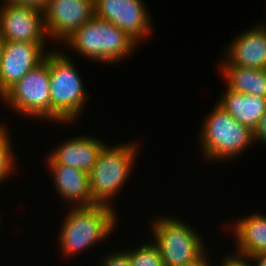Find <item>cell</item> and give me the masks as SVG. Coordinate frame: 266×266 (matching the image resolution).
<instances>
[{
	"mask_svg": "<svg viewBox=\"0 0 266 266\" xmlns=\"http://www.w3.org/2000/svg\"><path fill=\"white\" fill-rule=\"evenodd\" d=\"M114 209V206L96 204L67 211L58 234L60 253L72 257L111 236L118 221Z\"/></svg>",
	"mask_w": 266,
	"mask_h": 266,
	"instance_id": "6da1fadb",
	"label": "cell"
},
{
	"mask_svg": "<svg viewBox=\"0 0 266 266\" xmlns=\"http://www.w3.org/2000/svg\"><path fill=\"white\" fill-rule=\"evenodd\" d=\"M64 42L80 56L108 64L125 60L139 45L114 24L95 16Z\"/></svg>",
	"mask_w": 266,
	"mask_h": 266,
	"instance_id": "7a4b0ae2",
	"label": "cell"
},
{
	"mask_svg": "<svg viewBox=\"0 0 266 266\" xmlns=\"http://www.w3.org/2000/svg\"><path fill=\"white\" fill-rule=\"evenodd\" d=\"M53 50L49 52L51 122L72 124L81 115L89 95L73 59L61 50Z\"/></svg>",
	"mask_w": 266,
	"mask_h": 266,
	"instance_id": "3957f363",
	"label": "cell"
},
{
	"mask_svg": "<svg viewBox=\"0 0 266 266\" xmlns=\"http://www.w3.org/2000/svg\"><path fill=\"white\" fill-rule=\"evenodd\" d=\"M200 132L201 154L208 161L230 160L253 145V130L237 122L217 103L204 118Z\"/></svg>",
	"mask_w": 266,
	"mask_h": 266,
	"instance_id": "277c9868",
	"label": "cell"
},
{
	"mask_svg": "<svg viewBox=\"0 0 266 266\" xmlns=\"http://www.w3.org/2000/svg\"><path fill=\"white\" fill-rule=\"evenodd\" d=\"M127 143L112 147L105 145L96 164L88 173L91 195L97 204L112 207V198L120 193L130 173L133 172L131 170L138 155L137 151L139 152V145L137 142Z\"/></svg>",
	"mask_w": 266,
	"mask_h": 266,
	"instance_id": "5b68a950",
	"label": "cell"
},
{
	"mask_svg": "<svg viewBox=\"0 0 266 266\" xmlns=\"http://www.w3.org/2000/svg\"><path fill=\"white\" fill-rule=\"evenodd\" d=\"M152 240L158 247L164 266H188L202 258L208 250L200 233L173 216L154 218Z\"/></svg>",
	"mask_w": 266,
	"mask_h": 266,
	"instance_id": "8992f818",
	"label": "cell"
},
{
	"mask_svg": "<svg viewBox=\"0 0 266 266\" xmlns=\"http://www.w3.org/2000/svg\"><path fill=\"white\" fill-rule=\"evenodd\" d=\"M0 101L23 117L51 121L49 53L42 63L9 88Z\"/></svg>",
	"mask_w": 266,
	"mask_h": 266,
	"instance_id": "52a82bcc",
	"label": "cell"
},
{
	"mask_svg": "<svg viewBox=\"0 0 266 266\" xmlns=\"http://www.w3.org/2000/svg\"><path fill=\"white\" fill-rule=\"evenodd\" d=\"M144 5L142 0H94V16L114 24L138 44L152 31L151 15Z\"/></svg>",
	"mask_w": 266,
	"mask_h": 266,
	"instance_id": "ba28073f",
	"label": "cell"
},
{
	"mask_svg": "<svg viewBox=\"0 0 266 266\" xmlns=\"http://www.w3.org/2000/svg\"><path fill=\"white\" fill-rule=\"evenodd\" d=\"M0 38L2 41L45 44L48 39L44 12L21 5L2 2L0 6Z\"/></svg>",
	"mask_w": 266,
	"mask_h": 266,
	"instance_id": "9c48e42d",
	"label": "cell"
},
{
	"mask_svg": "<svg viewBox=\"0 0 266 266\" xmlns=\"http://www.w3.org/2000/svg\"><path fill=\"white\" fill-rule=\"evenodd\" d=\"M93 16L94 0H50L44 11L47 35L51 41L64 43Z\"/></svg>",
	"mask_w": 266,
	"mask_h": 266,
	"instance_id": "30bf717a",
	"label": "cell"
},
{
	"mask_svg": "<svg viewBox=\"0 0 266 266\" xmlns=\"http://www.w3.org/2000/svg\"><path fill=\"white\" fill-rule=\"evenodd\" d=\"M46 44L3 41L0 63V97L29 71L42 63Z\"/></svg>",
	"mask_w": 266,
	"mask_h": 266,
	"instance_id": "8fae6325",
	"label": "cell"
},
{
	"mask_svg": "<svg viewBox=\"0 0 266 266\" xmlns=\"http://www.w3.org/2000/svg\"><path fill=\"white\" fill-rule=\"evenodd\" d=\"M224 51L226 66L266 69V25L259 23L237 35Z\"/></svg>",
	"mask_w": 266,
	"mask_h": 266,
	"instance_id": "7c38bea8",
	"label": "cell"
},
{
	"mask_svg": "<svg viewBox=\"0 0 266 266\" xmlns=\"http://www.w3.org/2000/svg\"><path fill=\"white\" fill-rule=\"evenodd\" d=\"M97 137L89 135L73 136L53 151L49 152L46 163H58L71 166L89 173L96 164L99 153L106 145Z\"/></svg>",
	"mask_w": 266,
	"mask_h": 266,
	"instance_id": "4fadbf2b",
	"label": "cell"
},
{
	"mask_svg": "<svg viewBox=\"0 0 266 266\" xmlns=\"http://www.w3.org/2000/svg\"><path fill=\"white\" fill-rule=\"evenodd\" d=\"M58 196L73 207L96 205L89 184V175L80 169L58 163H47Z\"/></svg>",
	"mask_w": 266,
	"mask_h": 266,
	"instance_id": "5bb4252c",
	"label": "cell"
},
{
	"mask_svg": "<svg viewBox=\"0 0 266 266\" xmlns=\"http://www.w3.org/2000/svg\"><path fill=\"white\" fill-rule=\"evenodd\" d=\"M216 103L237 122L252 130L266 113V98L234 92L227 88Z\"/></svg>",
	"mask_w": 266,
	"mask_h": 266,
	"instance_id": "9a60e30c",
	"label": "cell"
},
{
	"mask_svg": "<svg viewBox=\"0 0 266 266\" xmlns=\"http://www.w3.org/2000/svg\"><path fill=\"white\" fill-rule=\"evenodd\" d=\"M237 253L255 256L266 252V215L251 214L233 224Z\"/></svg>",
	"mask_w": 266,
	"mask_h": 266,
	"instance_id": "2e32d148",
	"label": "cell"
},
{
	"mask_svg": "<svg viewBox=\"0 0 266 266\" xmlns=\"http://www.w3.org/2000/svg\"><path fill=\"white\" fill-rule=\"evenodd\" d=\"M220 70L227 89L266 98V69L226 66L221 61Z\"/></svg>",
	"mask_w": 266,
	"mask_h": 266,
	"instance_id": "e0dca14e",
	"label": "cell"
},
{
	"mask_svg": "<svg viewBox=\"0 0 266 266\" xmlns=\"http://www.w3.org/2000/svg\"><path fill=\"white\" fill-rule=\"evenodd\" d=\"M128 253L132 266H164L160 251L157 245L150 241L132 250H125Z\"/></svg>",
	"mask_w": 266,
	"mask_h": 266,
	"instance_id": "ac0fdd59",
	"label": "cell"
},
{
	"mask_svg": "<svg viewBox=\"0 0 266 266\" xmlns=\"http://www.w3.org/2000/svg\"><path fill=\"white\" fill-rule=\"evenodd\" d=\"M9 131L7 130V127L5 126L0 131V183L2 184V181L7 179V177H10L12 172L14 173L16 169L15 160L14 157V149L12 148L13 142H11V138L9 137L10 134H8Z\"/></svg>",
	"mask_w": 266,
	"mask_h": 266,
	"instance_id": "d6986e66",
	"label": "cell"
},
{
	"mask_svg": "<svg viewBox=\"0 0 266 266\" xmlns=\"http://www.w3.org/2000/svg\"><path fill=\"white\" fill-rule=\"evenodd\" d=\"M101 266H132L125 250L112 252L101 259Z\"/></svg>",
	"mask_w": 266,
	"mask_h": 266,
	"instance_id": "ffe728a7",
	"label": "cell"
},
{
	"mask_svg": "<svg viewBox=\"0 0 266 266\" xmlns=\"http://www.w3.org/2000/svg\"><path fill=\"white\" fill-rule=\"evenodd\" d=\"M235 253V254H234ZM227 254L221 262V266H255L252 256L237 253ZM251 261V263H250Z\"/></svg>",
	"mask_w": 266,
	"mask_h": 266,
	"instance_id": "44dd1931",
	"label": "cell"
},
{
	"mask_svg": "<svg viewBox=\"0 0 266 266\" xmlns=\"http://www.w3.org/2000/svg\"><path fill=\"white\" fill-rule=\"evenodd\" d=\"M3 1L11 4L38 9L42 12L46 10L50 2V0H3Z\"/></svg>",
	"mask_w": 266,
	"mask_h": 266,
	"instance_id": "7402d4cb",
	"label": "cell"
},
{
	"mask_svg": "<svg viewBox=\"0 0 266 266\" xmlns=\"http://www.w3.org/2000/svg\"><path fill=\"white\" fill-rule=\"evenodd\" d=\"M254 142H262L266 146V113L261 117L258 125L253 130Z\"/></svg>",
	"mask_w": 266,
	"mask_h": 266,
	"instance_id": "603a6c76",
	"label": "cell"
},
{
	"mask_svg": "<svg viewBox=\"0 0 266 266\" xmlns=\"http://www.w3.org/2000/svg\"><path fill=\"white\" fill-rule=\"evenodd\" d=\"M255 266H266V252L252 256Z\"/></svg>",
	"mask_w": 266,
	"mask_h": 266,
	"instance_id": "cb8c5ba5",
	"label": "cell"
},
{
	"mask_svg": "<svg viewBox=\"0 0 266 266\" xmlns=\"http://www.w3.org/2000/svg\"><path fill=\"white\" fill-rule=\"evenodd\" d=\"M208 252L202 257L200 258L197 262H195L194 264L188 265V266H211L210 262H209V257H208Z\"/></svg>",
	"mask_w": 266,
	"mask_h": 266,
	"instance_id": "d4e9b609",
	"label": "cell"
},
{
	"mask_svg": "<svg viewBox=\"0 0 266 266\" xmlns=\"http://www.w3.org/2000/svg\"><path fill=\"white\" fill-rule=\"evenodd\" d=\"M2 47H3V41L0 38V63H1V57H2Z\"/></svg>",
	"mask_w": 266,
	"mask_h": 266,
	"instance_id": "484cf974",
	"label": "cell"
},
{
	"mask_svg": "<svg viewBox=\"0 0 266 266\" xmlns=\"http://www.w3.org/2000/svg\"><path fill=\"white\" fill-rule=\"evenodd\" d=\"M0 131L5 127V125H2V123H0Z\"/></svg>",
	"mask_w": 266,
	"mask_h": 266,
	"instance_id": "4316f807",
	"label": "cell"
}]
</instances>
